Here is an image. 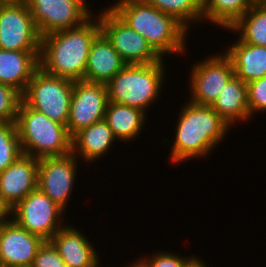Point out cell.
Returning a JSON list of instances; mask_svg holds the SVG:
<instances>
[{
	"label": "cell",
	"mask_w": 266,
	"mask_h": 267,
	"mask_svg": "<svg viewBox=\"0 0 266 267\" xmlns=\"http://www.w3.org/2000/svg\"><path fill=\"white\" fill-rule=\"evenodd\" d=\"M180 107L168 157L175 166L193 159L206 160L231 131L211 106L196 105L188 100Z\"/></svg>",
	"instance_id": "1"
},
{
	"label": "cell",
	"mask_w": 266,
	"mask_h": 267,
	"mask_svg": "<svg viewBox=\"0 0 266 267\" xmlns=\"http://www.w3.org/2000/svg\"><path fill=\"white\" fill-rule=\"evenodd\" d=\"M101 33L99 13L81 26L41 37L39 67L47 74L84 80L94 39Z\"/></svg>",
	"instance_id": "2"
},
{
	"label": "cell",
	"mask_w": 266,
	"mask_h": 267,
	"mask_svg": "<svg viewBox=\"0 0 266 267\" xmlns=\"http://www.w3.org/2000/svg\"><path fill=\"white\" fill-rule=\"evenodd\" d=\"M109 8L130 28L140 33L162 59L173 54H181L182 57L188 52L186 40L189 31L173 16L144 0H117Z\"/></svg>",
	"instance_id": "3"
},
{
	"label": "cell",
	"mask_w": 266,
	"mask_h": 267,
	"mask_svg": "<svg viewBox=\"0 0 266 267\" xmlns=\"http://www.w3.org/2000/svg\"><path fill=\"white\" fill-rule=\"evenodd\" d=\"M164 61L126 65L106 84L109 102L136 107L147 114L164 88L167 77Z\"/></svg>",
	"instance_id": "4"
},
{
	"label": "cell",
	"mask_w": 266,
	"mask_h": 267,
	"mask_svg": "<svg viewBox=\"0 0 266 267\" xmlns=\"http://www.w3.org/2000/svg\"><path fill=\"white\" fill-rule=\"evenodd\" d=\"M16 125L25 155L40 159L72 152V137L67 127L31 108L23 100L18 108Z\"/></svg>",
	"instance_id": "5"
},
{
	"label": "cell",
	"mask_w": 266,
	"mask_h": 267,
	"mask_svg": "<svg viewBox=\"0 0 266 267\" xmlns=\"http://www.w3.org/2000/svg\"><path fill=\"white\" fill-rule=\"evenodd\" d=\"M74 81L47 74L40 67L34 72L22 100L49 119L67 126Z\"/></svg>",
	"instance_id": "6"
},
{
	"label": "cell",
	"mask_w": 266,
	"mask_h": 267,
	"mask_svg": "<svg viewBox=\"0 0 266 267\" xmlns=\"http://www.w3.org/2000/svg\"><path fill=\"white\" fill-rule=\"evenodd\" d=\"M189 73L188 100L196 105L211 106L234 76V69L230 57L222 50L194 62Z\"/></svg>",
	"instance_id": "7"
},
{
	"label": "cell",
	"mask_w": 266,
	"mask_h": 267,
	"mask_svg": "<svg viewBox=\"0 0 266 267\" xmlns=\"http://www.w3.org/2000/svg\"><path fill=\"white\" fill-rule=\"evenodd\" d=\"M66 211L38 188L13 207V219L31 234L50 241L66 224Z\"/></svg>",
	"instance_id": "8"
},
{
	"label": "cell",
	"mask_w": 266,
	"mask_h": 267,
	"mask_svg": "<svg viewBox=\"0 0 266 267\" xmlns=\"http://www.w3.org/2000/svg\"><path fill=\"white\" fill-rule=\"evenodd\" d=\"M99 23L101 32L127 65L150 64L162 60L147 40L130 28L109 7L100 10Z\"/></svg>",
	"instance_id": "9"
},
{
	"label": "cell",
	"mask_w": 266,
	"mask_h": 267,
	"mask_svg": "<svg viewBox=\"0 0 266 267\" xmlns=\"http://www.w3.org/2000/svg\"><path fill=\"white\" fill-rule=\"evenodd\" d=\"M27 4L41 37L81 26L94 15L86 0H28Z\"/></svg>",
	"instance_id": "10"
},
{
	"label": "cell",
	"mask_w": 266,
	"mask_h": 267,
	"mask_svg": "<svg viewBox=\"0 0 266 267\" xmlns=\"http://www.w3.org/2000/svg\"><path fill=\"white\" fill-rule=\"evenodd\" d=\"M78 158L73 152L39 159L37 188L65 211L78 175Z\"/></svg>",
	"instance_id": "11"
},
{
	"label": "cell",
	"mask_w": 266,
	"mask_h": 267,
	"mask_svg": "<svg viewBox=\"0 0 266 267\" xmlns=\"http://www.w3.org/2000/svg\"><path fill=\"white\" fill-rule=\"evenodd\" d=\"M41 36L27 3H4L0 7V48L40 51Z\"/></svg>",
	"instance_id": "12"
},
{
	"label": "cell",
	"mask_w": 266,
	"mask_h": 267,
	"mask_svg": "<svg viewBox=\"0 0 266 267\" xmlns=\"http://www.w3.org/2000/svg\"><path fill=\"white\" fill-rule=\"evenodd\" d=\"M109 102L106 84L75 80L67 130L73 137L81 129L104 119Z\"/></svg>",
	"instance_id": "13"
},
{
	"label": "cell",
	"mask_w": 266,
	"mask_h": 267,
	"mask_svg": "<svg viewBox=\"0 0 266 267\" xmlns=\"http://www.w3.org/2000/svg\"><path fill=\"white\" fill-rule=\"evenodd\" d=\"M45 241L14 220L0 225V267H31Z\"/></svg>",
	"instance_id": "14"
},
{
	"label": "cell",
	"mask_w": 266,
	"mask_h": 267,
	"mask_svg": "<svg viewBox=\"0 0 266 267\" xmlns=\"http://www.w3.org/2000/svg\"><path fill=\"white\" fill-rule=\"evenodd\" d=\"M38 164L39 159L22 154L0 172V193L12 208L37 189Z\"/></svg>",
	"instance_id": "15"
},
{
	"label": "cell",
	"mask_w": 266,
	"mask_h": 267,
	"mask_svg": "<svg viewBox=\"0 0 266 267\" xmlns=\"http://www.w3.org/2000/svg\"><path fill=\"white\" fill-rule=\"evenodd\" d=\"M82 232L71 223L58 230L50 240L67 267H94L101 259L94 243Z\"/></svg>",
	"instance_id": "16"
},
{
	"label": "cell",
	"mask_w": 266,
	"mask_h": 267,
	"mask_svg": "<svg viewBox=\"0 0 266 267\" xmlns=\"http://www.w3.org/2000/svg\"><path fill=\"white\" fill-rule=\"evenodd\" d=\"M117 141L113 131L103 119L81 129L72 137V152L78 159H82L84 164L92 162L94 164L98 159L104 158L106 153L111 152L110 149Z\"/></svg>",
	"instance_id": "17"
},
{
	"label": "cell",
	"mask_w": 266,
	"mask_h": 267,
	"mask_svg": "<svg viewBox=\"0 0 266 267\" xmlns=\"http://www.w3.org/2000/svg\"><path fill=\"white\" fill-rule=\"evenodd\" d=\"M126 65L111 42L101 32L92 43L84 80L107 84Z\"/></svg>",
	"instance_id": "18"
},
{
	"label": "cell",
	"mask_w": 266,
	"mask_h": 267,
	"mask_svg": "<svg viewBox=\"0 0 266 267\" xmlns=\"http://www.w3.org/2000/svg\"><path fill=\"white\" fill-rule=\"evenodd\" d=\"M40 51H11L0 48V83L13 87L21 95L39 68Z\"/></svg>",
	"instance_id": "19"
},
{
	"label": "cell",
	"mask_w": 266,
	"mask_h": 267,
	"mask_svg": "<svg viewBox=\"0 0 266 267\" xmlns=\"http://www.w3.org/2000/svg\"><path fill=\"white\" fill-rule=\"evenodd\" d=\"M224 52L230 57L234 75L244 83L266 76V47L244 43L239 37Z\"/></svg>",
	"instance_id": "20"
},
{
	"label": "cell",
	"mask_w": 266,
	"mask_h": 267,
	"mask_svg": "<svg viewBox=\"0 0 266 267\" xmlns=\"http://www.w3.org/2000/svg\"><path fill=\"white\" fill-rule=\"evenodd\" d=\"M211 107L231 128L238 123L241 125L240 122H249L251 116L248 108L247 84L234 75Z\"/></svg>",
	"instance_id": "21"
},
{
	"label": "cell",
	"mask_w": 266,
	"mask_h": 267,
	"mask_svg": "<svg viewBox=\"0 0 266 267\" xmlns=\"http://www.w3.org/2000/svg\"><path fill=\"white\" fill-rule=\"evenodd\" d=\"M147 114L139 108L108 102L104 120L119 142H133L144 129Z\"/></svg>",
	"instance_id": "22"
},
{
	"label": "cell",
	"mask_w": 266,
	"mask_h": 267,
	"mask_svg": "<svg viewBox=\"0 0 266 267\" xmlns=\"http://www.w3.org/2000/svg\"><path fill=\"white\" fill-rule=\"evenodd\" d=\"M225 30L237 34L244 43L266 47V0H256L234 25Z\"/></svg>",
	"instance_id": "23"
},
{
	"label": "cell",
	"mask_w": 266,
	"mask_h": 267,
	"mask_svg": "<svg viewBox=\"0 0 266 267\" xmlns=\"http://www.w3.org/2000/svg\"><path fill=\"white\" fill-rule=\"evenodd\" d=\"M256 0H201L203 22L229 29Z\"/></svg>",
	"instance_id": "24"
},
{
	"label": "cell",
	"mask_w": 266,
	"mask_h": 267,
	"mask_svg": "<svg viewBox=\"0 0 266 267\" xmlns=\"http://www.w3.org/2000/svg\"><path fill=\"white\" fill-rule=\"evenodd\" d=\"M163 13L173 16L188 31L195 23L203 24L201 0H144ZM198 22V23H197ZM193 24V25H192Z\"/></svg>",
	"instance_id": "25"
},
{
	"label": "cell",
	"mask_w": 266,
	"mask_h": 267,
	"mask_svg": "<svg viewBox=\"0 0 266 267\" xmlns=\"http://www.w3.org/2000/svg\"><path fill=\"white\" fill-rule=\"evenodd\" d=\"M22 154L16 122L0 123V172Z\"/></svg>",
	"instance_id": "26"
},
{
	"label": "cell",
	"mask_w": 266,
	"mask_h": 267,
	"mask_svg": "<svg viewBox=\"0 0 266 267\" xmlns=\"http://www.w3.org/2000/svg\"><path fill=\"white\" fill-rule=\"evenodd\" d=\"M154 252V254H153ZM149 255H141L140 258L135 259V261H130L132 267H183L184 263L191 257L184 255H179L176 252H167L165 250L153 251ZM176 253V254H175Z\"/></svg>",
	"instance_id": "27"
},
{
	"label": "cell",
	"mask_w": 266,
	"mask_h": 267,
	"mask_svg": "<svg viewBox=\"0 0 266 267\" xmlns=\"http://www.w3.org/2000/svg\"><path fill=\"white\" fill-rule=\"evenodd\" d=\"M21 100L16 89L0 83V123L16 122Z\"/></svg>",
	"instance_id": "28"
},
{
	"label": "cell",
	"mask_w": 266,
	"mask_h": 267,
	"mask_svg": "<svg viewBox=\"0 0 266 267\" xmlns=\"http://www.w3.org/2000/svg\"><path fill=\"white\" fill-rule=\"evenodd\" d=\"M248 108L251 118L266 112V76L247 84ZM255 114V115H254Z\"/></svg>",
	"instance_id": "29"
},
{
	"label": "cell",
	"mask_w": 266,
	"mask_h": 267,
	"mask_svg": "<svg viewBox=\"0 0 266 267\" xmlns=\"http://www.w3.org/2000/svg\"><path fill=\"white\" fill-rule=\"evenodd\" d=\"M31 267H67L57 249L50 241H45L38 249Z\"/></svg>",
	"instance_id": "30"
},
{
	"label": "cell",
	"mask_w": 266,
	"mask_h": 267,
	"mask_svg": "<svg viewBox=\"0 0 266 267\" xmlns=\"http://www.w3.org/2000/svg\"><path fill=\"white\" fill-rule=\"evenodd\" d=\"M13 219V208L0 193V225Z\"/></svg>",
	"instance_id": "31"
},
{
	"label": "cell",
	"mask_w": 266,
	"mask_h": 267,
	"mask_svg": "<svg viewBox=\"0 0 266 267\" xmlns=\"http://www.w3.org/2000/svg\"><path fill=\"white\" fill-rule=\"evenodd\" d=\"M206 260L201 259V257H198V255L192 256L184 263L183 267H209L207 266V262H204Z\"/></svg>",
	"instance_id": "32"
},
{
	"label": "cell",
	"mask_w": 266,
	"mask_h": 267,
	"mask_svg": "<svg viewBox=\"0 0 266 267\" xmlns=\"http://www.w3.org/2000/svg\"><path fill=\"white\" fill-rule=\"evenodd\" d=\"M4 3H27L28 0H2Z\"/></svg>",
	"instance_id": "33"
},
{
	"label": "cell",
	"mask_w": 266,
	"mask_h": 267,
	"mask_svg": "<svg viewBox=\"0 0 266 267\" xmlns=\"http://www.w3.org/2000/svg\"><path fill=\"white\" fill-rule=\"evenodd\" d=\"M130 265V262L129 263H127L124 267H128ZM102 266V264H101V261L100 262H98L94 267H101ZM103 267V266H102Z\"/></svg>",
	"instance_id": "34"
},
{
	"label": "cell",
	"mask_w": 266,
	"mask_h": 267,
	"mask_svg": "<svg viewBox=\"0 0 266 267\" xmlns=\"http://www.w3.org/2000/svg\"><path fill=\"white\" fill-rule=\"evenodd\" d=\"M4 4V2L2 0H0V7Z\"/></svg>",
	"instance_id": "35"
}]
</instances>
